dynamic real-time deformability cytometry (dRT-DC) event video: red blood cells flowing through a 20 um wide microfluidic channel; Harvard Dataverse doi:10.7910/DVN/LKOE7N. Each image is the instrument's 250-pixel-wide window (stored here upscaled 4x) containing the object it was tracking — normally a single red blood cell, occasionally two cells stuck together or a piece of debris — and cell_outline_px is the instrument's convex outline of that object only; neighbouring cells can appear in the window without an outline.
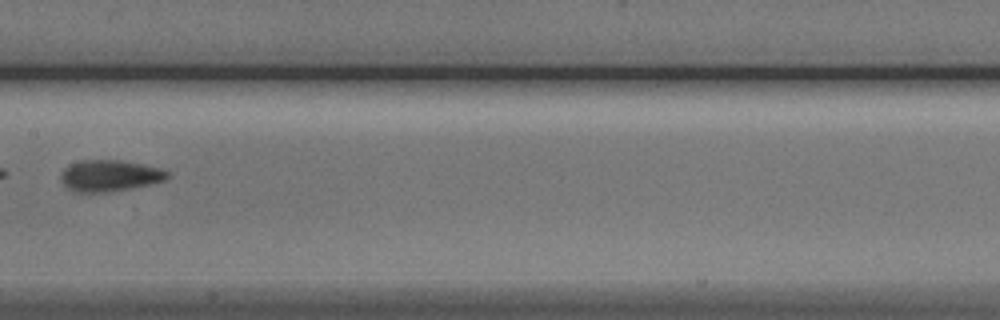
{"species": "Egyptian fruit bat (a non-hibernating species)", "species_latin": "Rousettus aegyptiacus", "temperature_condition": "cold", "stored_images_in_passage": 5, "camera_frame_rate_fps": 3000, "um_per_image_px": 0.085, "animal": {"sex": "male"}, "frame": {"image": 1, "passage_image": 4, "time_ms": 3.667, "image_size_px": [1000, 320], "cell_outline_px": [[172, 176], [164, 180], [132, 188], [104, 192], [72, 192], [60, 180], [60, 172], [68, 164], [80, 160], [120, 160], [144, 164], [160, 168], [168, 172]], "centroid_in_image_um": [9.29, 14.92], "position_along_channel_um": 198.1, "area_um2": 19.65}}
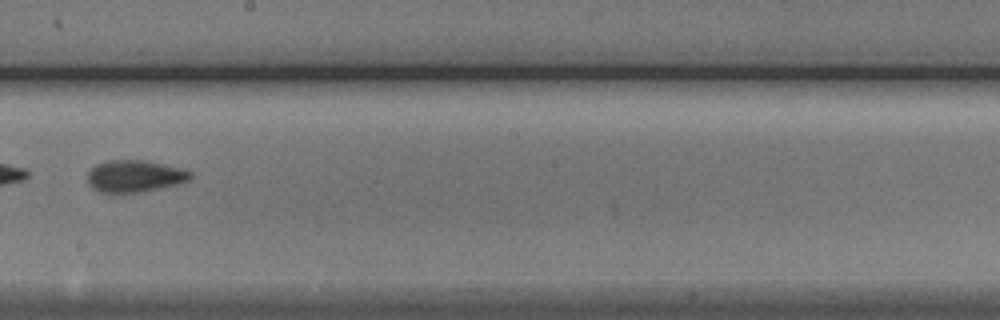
{"frame": {"image": 2, "passage_image": 5, "time_ms": 4.667, "image_size_px": [1000, 320], "cell_outline_px": [[192, 176], [188, 180], [180, 184], [140, 192], [100, 192], [92, 188], [88, 184], [88, 172], [96, 164], [108, 160], [144, 160], [184, 168], [192, 172]], "centroid_in_image_um": [11.47, 14.96], "position_along_channel_um": 236.7, "area_um2": 19.25}}